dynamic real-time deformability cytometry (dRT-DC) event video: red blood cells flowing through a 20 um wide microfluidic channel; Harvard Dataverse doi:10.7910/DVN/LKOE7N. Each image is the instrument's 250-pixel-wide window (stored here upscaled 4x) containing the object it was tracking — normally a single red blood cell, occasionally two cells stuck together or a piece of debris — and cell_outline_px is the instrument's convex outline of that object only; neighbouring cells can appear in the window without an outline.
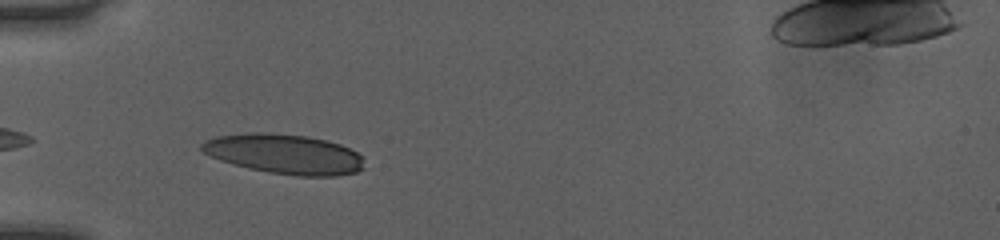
{"species": "human", "species_latin": "Homo sapiens", "temperature_condition": "room temperature", "stored_images_in_passage": 32, "camera_frame_rate_fps": 3000, "um_per_image_px": 0.085, "donor": {"sex": "female"}, "frame": {"image": 1, "passage_image": 2, "time_ms": 0.333, "image_size_px": [1000, 240], "cell_outline_px": [[364, 168], [356, 172], [336, 176], [296, 176], [268, 172], [248, 168], [232, 164], [220, 160], [204, 152], [200, 148], [200, 144], [204, 140], [216, 136], [248, 132], [256, 132], [308, 136], [340, 144], [356, 152], [360, 156]], "centroid_in_image_um": [24.14, 13.09], "position_along_channel_um": 60.9, "area_um2": 37.57}}
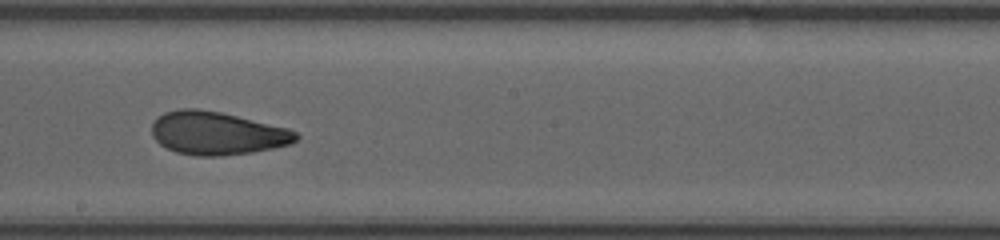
{"frame": {"image": 2, "passage_image": 15, "time_ms": 4.667, "image_size_px": [1000, 240], "cell_outline_px": [[300, 136], [292, 144], [252, 152], [220, 156], [196, 156], [176, 152], [160, 144], [152, 136], [152, 124], [164, 112], [180, 108], [196, 108], [220, 112], [288, 128], [296, 132]], "centroid_in_image_um": [18.45, 11.33], "position_along_channel_um": 229.8, "area_um2": 36.13}}
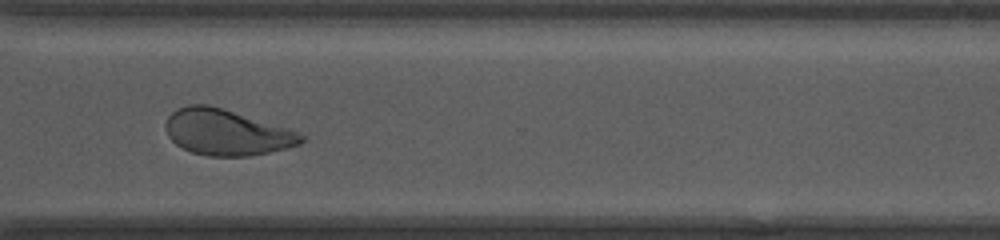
{"frame": {"image": 3, "passage_image": 24, "time_ms": 7.667, "image_size_px": [1000, 240], "cell_outline_px": [[304, 140], [300, 144], [268, 152], [248, 156], [208, 156], [192, 152], [176, 144], [168, 136], [164, 128], [164, 124], [168, 116], [176, 108], [188, 104], [208, 104], [288, 128], [304, 136]], "centroid_in_image_um": [19.2, 11.24], "position_along_channel_um": 351.4, "area_um2": 36.01}, "authors_computed_cell_mechanics": {"area_um2": 36.0672, "velocity_mm_per_s": 4.0758, "shape_relaxation_time_tau1_ms": 6.0101, "shape_relaxation_time_tau2_ms": 1.4201, "deformation_change_tau1": 0.1889, "deformation_change_tau2": 0.0803}}